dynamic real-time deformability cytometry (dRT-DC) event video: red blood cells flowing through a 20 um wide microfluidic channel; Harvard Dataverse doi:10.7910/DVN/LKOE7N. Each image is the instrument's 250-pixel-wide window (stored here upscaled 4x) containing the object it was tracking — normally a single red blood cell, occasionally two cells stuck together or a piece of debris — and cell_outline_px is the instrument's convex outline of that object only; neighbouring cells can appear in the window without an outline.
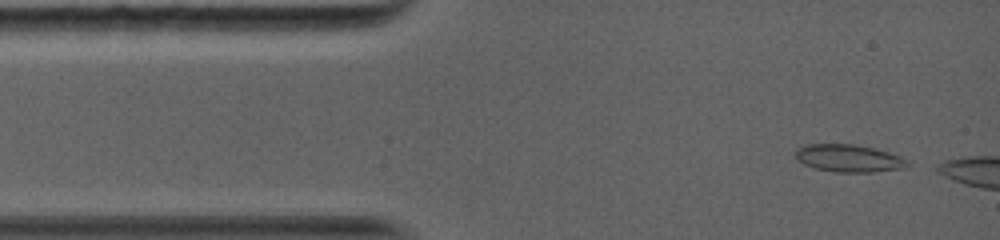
{"species": "common noctule bat (a hibernating species)", "species_latin": "Nyctalus noctula", "temperature_condition": "warm", "stored_images_in_passage": 3, "camera_frame_rate_fps": 5000, "um_per_image_px": 0.085, "animal": {"sex": "female", "body_mass_g": 19.0, "forearm_length_mm": 56.7}, "frame": {"image": 1, "passage_image": 1, "time_ms": 0.0, "image_size_px": [1000, 240], "cell_outline_px": [[912, 164], [904, 168], [872, 172], [836, 172], [816, 168], [804, 164], [796, 160], [796, 148], [804, 144], [852, 144], [876, 148], [900, 156]], "centroid_in_image_um": [72.14, 13.45], "position_along_channel_um": 12.9, "area_um2": 18.03}}